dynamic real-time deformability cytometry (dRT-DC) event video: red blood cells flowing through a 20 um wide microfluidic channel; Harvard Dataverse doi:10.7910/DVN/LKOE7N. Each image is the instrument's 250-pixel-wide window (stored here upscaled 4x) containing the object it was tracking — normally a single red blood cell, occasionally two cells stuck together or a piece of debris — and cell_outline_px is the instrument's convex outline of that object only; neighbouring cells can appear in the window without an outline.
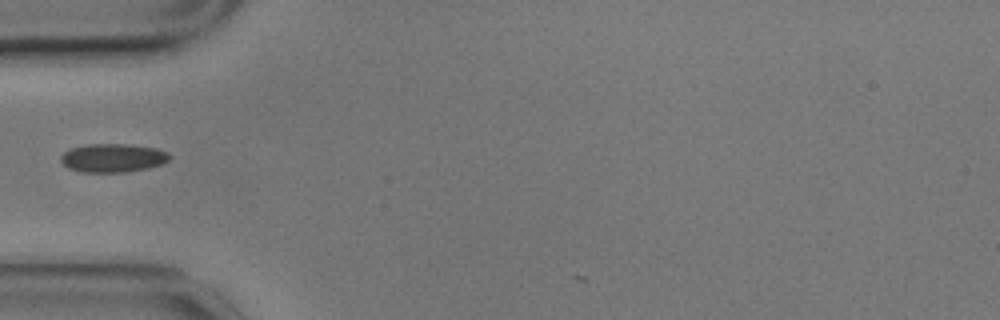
{"species": "common noctule bat (a hibernating species)", "species_latin": "Nyctalus noctula", "temperature_condition": "cold", "stored_images_in_passage": 38, "camera_frame_rate_fps": 3000, "um_per_image_px": 0.085, "animal": {"sex": "male", "body_mass_g": 17.9}, "frame": {"image": 1, "passage_image": 1, "time_ms": 0.0, "image_size_px": [1000, 320], "cell_outline_px": [[172, 156], [168, 160], [160, 164], [148, 168], [124, 172], [84, 172], [68, 168], [60, 160], [60, 156], [68, 148], [88, 144], [128, 144], [156, 148], [168, 152]], "centroid_in_image_um": [9.58, 13.41], "position_along_channel_um": 75.4, "area_um2": 18.15}}
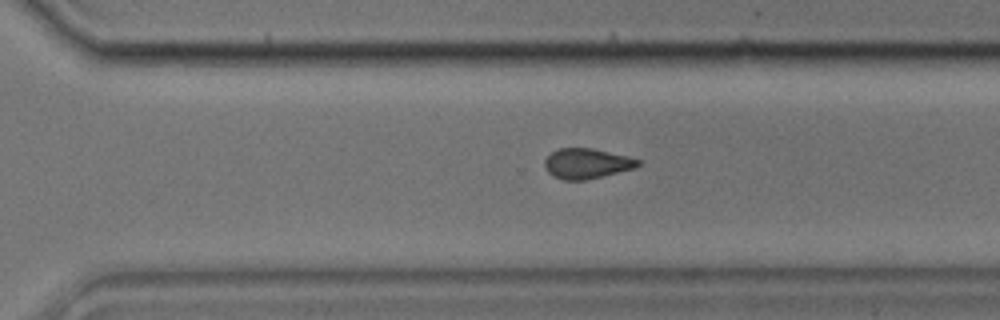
{"frame": {"image": 2, "passage_image": 22, "time_ms": 7.0, "image_size_px": [1000, 320], "cell_outline_px": [[640, 164], [636, 168], [584, 180], [564, 180], [552, 176], [544, 168], [544, 160], [556, 148], [592, 148], [628, 156], [640, 160]], "centroid_in_image_um": [49.85, 13.89], "position_along_channel_um": 320.7, "area_um2": 16.47}}
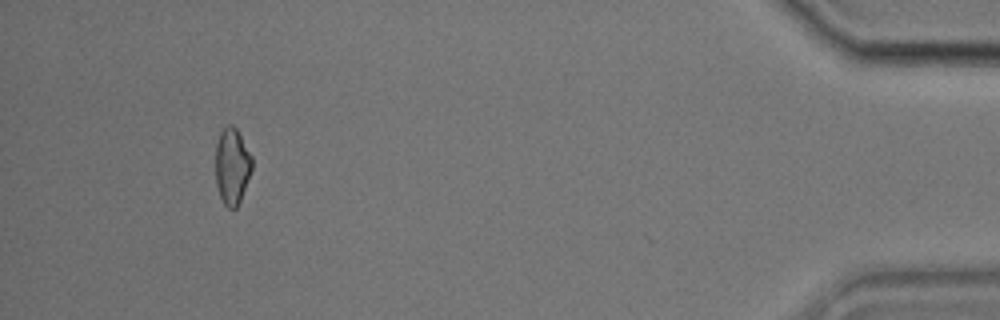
{"frame": {"image": 3, "passage_image": 36, "time_ms": 11.667, "image_size_px": [1000, 320], "cell_outline_px": [[252, 168], [240, 200], [236, 208], [228, 208], [224, 204], [220, 196], [216, 184], [216, 144], [220, 132], [228, 124], [232, 124], [236, 128], [252, 156]], "centroid_in_image_um": [19.72, 14.1], "position_along_channel_um": 415.5, "area_um2": 16.07}}